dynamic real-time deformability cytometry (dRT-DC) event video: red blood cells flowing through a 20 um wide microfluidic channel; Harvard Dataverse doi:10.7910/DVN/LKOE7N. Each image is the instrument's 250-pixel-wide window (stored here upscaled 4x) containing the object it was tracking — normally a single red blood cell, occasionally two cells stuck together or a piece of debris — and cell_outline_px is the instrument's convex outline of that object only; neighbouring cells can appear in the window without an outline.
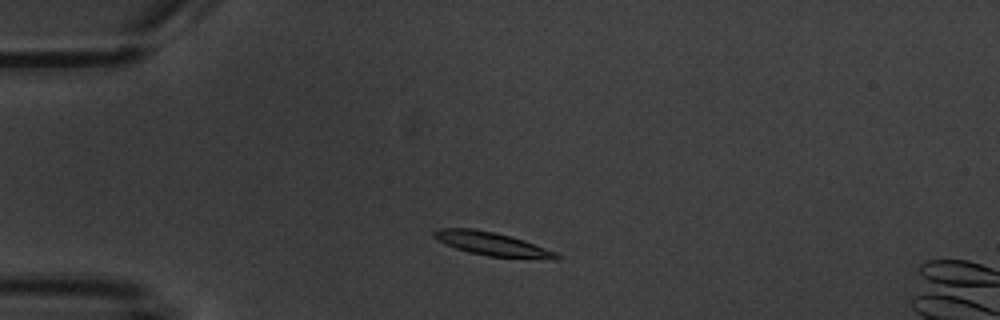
{"species": "common noctule bat (a hibernating species)", "species_latin": "Nyctalus noctula", "temperature_condition": "warm", "stored_images_in_passage": 3, "camera_frame_rate_fps": 3000, "um_per_image_px": 0.085, "animal": {"sex": "male", "body_mass_g": 20.1, "forearm_length_mm": 53.5}, "frame": {"image": 1, "passage_image": 2, "time_ms": 1.0, "image_size_px": [1000, 320], "cell_outline_px": [[560, 256], [556, 260], [552, 260], [488, 256], [468, 252], [444, 244], [436, 240], [432, 236], [432, 232], [440, 228], [472, 228], [512, 236], [524, 240], [556, 252]], "centroid_in_image_um": [41.82, 20.74], "position_along_channel_um": 43.2, "area_um2": 16.94}}